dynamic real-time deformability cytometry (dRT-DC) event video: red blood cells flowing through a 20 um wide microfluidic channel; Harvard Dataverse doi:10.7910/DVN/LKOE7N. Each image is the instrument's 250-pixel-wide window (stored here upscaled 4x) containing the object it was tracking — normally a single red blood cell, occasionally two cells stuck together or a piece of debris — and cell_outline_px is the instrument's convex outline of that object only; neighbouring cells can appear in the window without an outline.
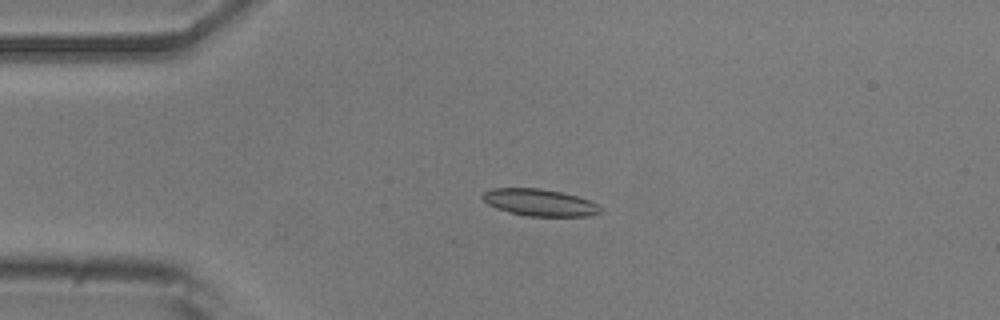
{"species": "common noctule bat (a hibernating species)", "species_latin": "Nyctalus noctula", "temperature_condition": "room temperature", "stored_images_in_passage": 21, "camera_frame_rate_fps": 3000, "um_per_image_px": 0.085, "animal": {"sex": "male", "body_mass_g": 20.5, "forearm_length_mm": 52.5}, "frame": {"image": 1, "passage_image": 2, "time_ms": 0.333, "image_size_px": [1000, 320], "cell_outline_px": [[604, 212], [592, 216], [524, 216], [496, 208], [488, 204], [480, 196], [484, 192], [492, 188], [536, 188], [560, 192], [576, 196], [588, 200], [604, 208]], "centroid_in_image_um": [45.89, 17.22], "position_along_channel_um": 39.1, "area_um2": 18.55}}
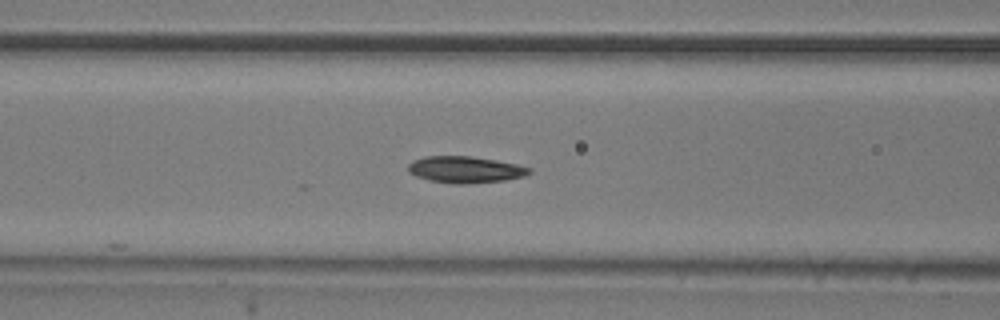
{"frame": {"image": 2, "passage_image": 11, "time_ms": 3.333, "image_size_px": [1000, 320], "cell_outline_px": [[532, 172], [524, 176], [504, 180], [464, 184], [456, 184], [432, 180], [416, 176], [408, 172], [408, 164], [412, 160], [424, 156], [472, 156], [496, 160], [516, 164], [532, 168]], "centroid_in_image_um": [39.54, 14.4], "position_along_channel_um": 127.1, "area_um2": 18.73}}
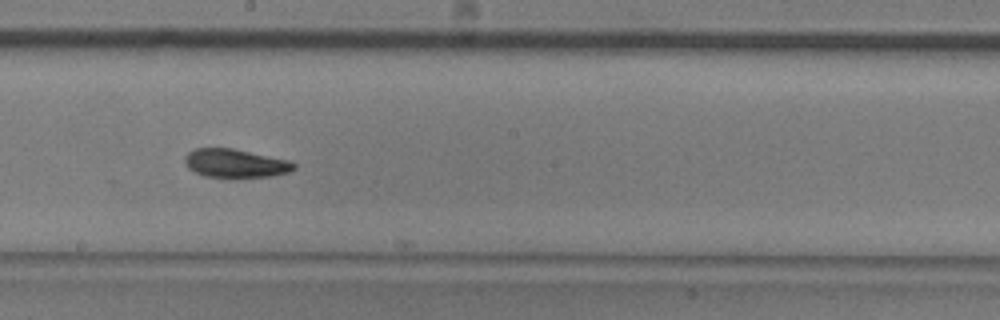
{"frame": {"image": 3, "passage_image": 19, "time_ms": 6.0, "image_size_px": [1000, 320], "cell_outline_px": [[296, 168], [292, 172], [272, 176], [204, 176], [188, 168], [184, 160], [184, 156], [188, 152], [196, 148], [232, 148], [288, 160], [296, 164]], "centroid_in_image_um": [20.02, 13.86], "position_along_channel_um": 228.2, "area_um2": 17.86}}